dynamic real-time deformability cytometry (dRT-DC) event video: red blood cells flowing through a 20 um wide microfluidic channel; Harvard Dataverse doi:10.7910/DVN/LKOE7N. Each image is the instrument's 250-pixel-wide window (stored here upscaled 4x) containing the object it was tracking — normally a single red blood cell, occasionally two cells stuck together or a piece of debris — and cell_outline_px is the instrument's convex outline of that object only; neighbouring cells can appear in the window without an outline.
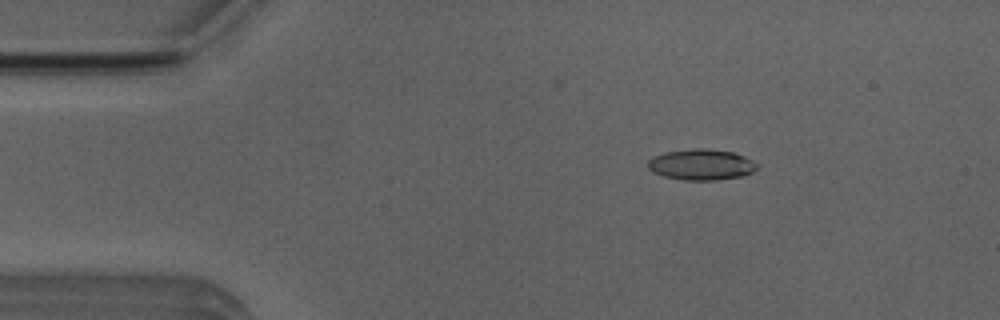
{"species": "Egyptian fruit bat (a non-hibernating species)", "species_latin": "Rousettus aegyptiacus", "temperature_condition": "room temperature", "stored_images_in_passage": 5, "camera_frame_rate_fps": 3000, "um_per_image_px": 0.085, "animal": {"sex": "male"}, "frame": {"image": 1, "passage_image": 3, "time_ms": 2.333, "image_size_px": [1000, 320], "cell_outline_px": [[756, 168], [752, 172], [744, 176], [716, 180], [684, 180], [664, 176], [652, 172], [648, 168], [648, 160], [652, 156], [664, 152], [700, 148], [704, 148], [732, 152], [744, 156], [752, 160], [756, 164]], "centroid_in_image_um": [59.58, 13.99], "position_along_channel_um": 25.4, "area_um2": 19.59}}